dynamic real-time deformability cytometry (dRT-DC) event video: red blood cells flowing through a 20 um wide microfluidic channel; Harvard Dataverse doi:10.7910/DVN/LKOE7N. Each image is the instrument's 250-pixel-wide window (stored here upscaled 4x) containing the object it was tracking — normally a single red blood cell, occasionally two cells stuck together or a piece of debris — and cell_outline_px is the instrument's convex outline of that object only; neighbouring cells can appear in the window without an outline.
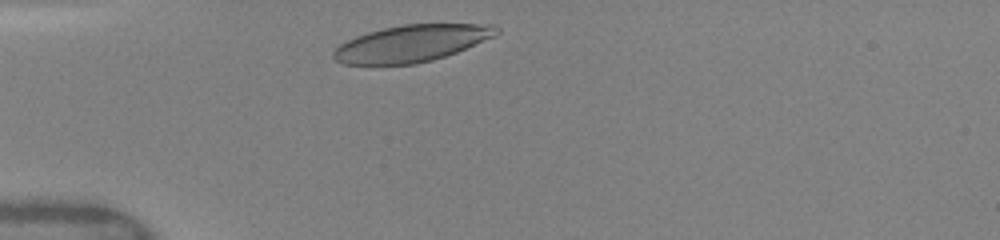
{"species": "human", "species_latin": "Homo sapiens", "temperature_condition": "warm", "stored_images_in_passage": 1, "camera_frame_rate_fps": 3000, "um_per_image_px": 0.085, "donor": {"sex": "female"}, "frame": {"image": 1, "passage_image": 1, "time_ms": 0.0, "image_size_px": [1000, 240], "cell_outline_px": [[500, 32], [496, 36], [456, 52], [432, 60], [416, 64], [344, 64], [336, 60], [332, 56], [332, 52], [340, 44], [356, 36], [368, 32], [384, 28], [404, 24], [496, 24], [500, 28]], "centroid_in_image_um": [35.02, 3.68], "position_along_channel_um": 50.0, "area_um2": 34.85}}